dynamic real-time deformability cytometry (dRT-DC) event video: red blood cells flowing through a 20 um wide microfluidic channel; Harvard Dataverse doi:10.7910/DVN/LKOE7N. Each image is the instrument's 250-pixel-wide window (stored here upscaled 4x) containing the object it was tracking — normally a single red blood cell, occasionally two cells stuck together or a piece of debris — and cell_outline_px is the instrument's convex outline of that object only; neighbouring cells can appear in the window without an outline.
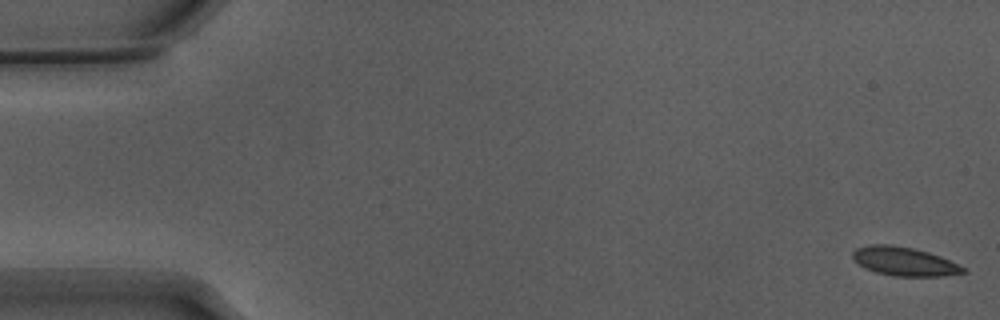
{"species": "Egyptian fruit bat (a non-hibernating species)", "species_latin": "Rousettus aegyptiacus", "temperature_condition": "warm", "stored_images_in_passage": 55, "camera_frame_rate_fps": 3000, "um_per_image_px": 0.085, "animal": {"sex": "male"}, "frame": {"image": 1, "passage_image": 1, "time_ms": 0.0, "image_size_px": [1000, 320], "cell_outline_px": [[968, 272], [944, 276], [896, 276], [876, 272], [864, 268], [852, 260], [852, 252], [856, 248], [868, 244], [892, 244], [912, 248], [928, 252], [940, 256], [968, 268]], "centroid_in_image_um": [76.86, 22.22], "position_along_channel_um": 8.1, "area_um2": 18.79}}
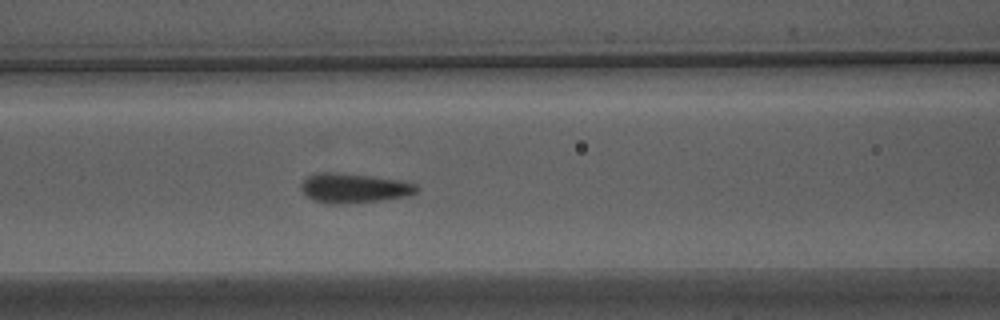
{"frame": {"image": 2, "passage_image": 23, "time_ms": 7.333, "image_size_px": [1000, 320], "cell_outline_px": [[420, 188], [416, 192], [408, 196], [380, 200], [344, 204], [324, 204], [312, 200], [300, 188], [300, 184], [308, 176], [324, 172], [328, 172], [368, 176], [400, 180], [416, 184]], "centroid_in_image_um": [30.08, 16.01], "position_along_channel_um": 136.5, "area_um2": 19.77}}
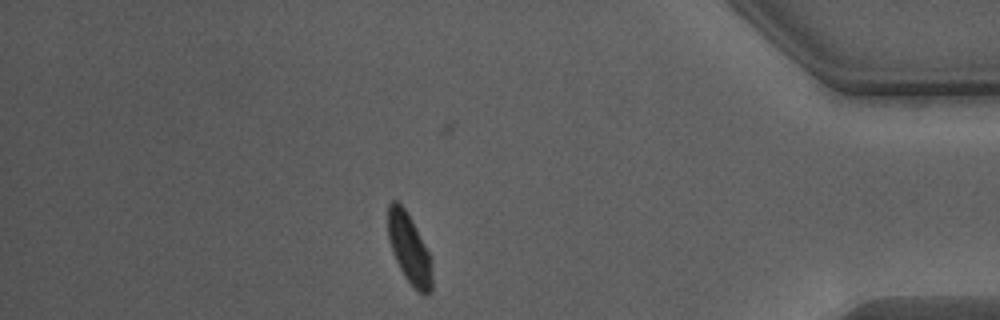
{"frame": {"image": 3, "passage_image": 47, "time_ms": 15.333, "image_size_px": [1000, 320], "cell_outline_px": [[432, 292], [428, 296], [424, 296], [404, 276], [396, 260], [388, 236], [388, 204], [392, 200], [396, 200], [404, 208], [416, 228], [432, 256]], "centroid_in_image_um": [34.82, 21.16], "position_along_channel_um": 400.4, "area_um2": 17.92}, "authors_computed_cell_mechanics": {"area_um2": 18.6116, "velocity_mm_per_s": 3.8123, "shape_relaxation_time_tau1_ms": 3.1525, "shape_relaxation_time_tau2_ms": null, "deformation_change_tau1": 0.1282, "deformation_change_tau2": null}}